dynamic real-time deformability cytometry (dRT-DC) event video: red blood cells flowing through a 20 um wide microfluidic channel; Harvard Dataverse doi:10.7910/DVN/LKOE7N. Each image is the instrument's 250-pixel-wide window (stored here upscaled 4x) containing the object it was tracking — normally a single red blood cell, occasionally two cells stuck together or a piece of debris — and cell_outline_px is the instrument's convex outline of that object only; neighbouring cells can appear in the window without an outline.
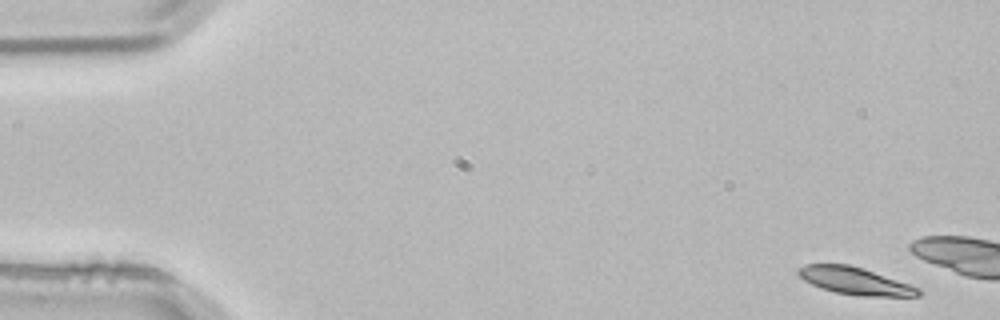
{"species": "common noctule bat (a hibernating species)", "species_latin": "Nyctalus noctula", "temperature_condition": "room temperature", "stored_images_in_passage": 3, "camera_frame_rate_fps": 3000, "um_per_image_px": 0.085, "animal": {"sex": "male", "body_mass_g": 21.5, "forearm_length_mm": 52.0}, "frame": {"image": 1, "passage_image": 1, "time_ms": 0.0, "image_size_px": [1000, 320], "cell_outline_px": [[920, 296], [864, 296], [836, 292], [820, 288], [804, 280], [796, 272], [796, 268], [804, 264], [848, 264], [864, 268], [920, 288]], "centroid_in_image_um": [72.64, 23.86], "position_along_channel_um": 12.4, "area_um2": 19.02}}